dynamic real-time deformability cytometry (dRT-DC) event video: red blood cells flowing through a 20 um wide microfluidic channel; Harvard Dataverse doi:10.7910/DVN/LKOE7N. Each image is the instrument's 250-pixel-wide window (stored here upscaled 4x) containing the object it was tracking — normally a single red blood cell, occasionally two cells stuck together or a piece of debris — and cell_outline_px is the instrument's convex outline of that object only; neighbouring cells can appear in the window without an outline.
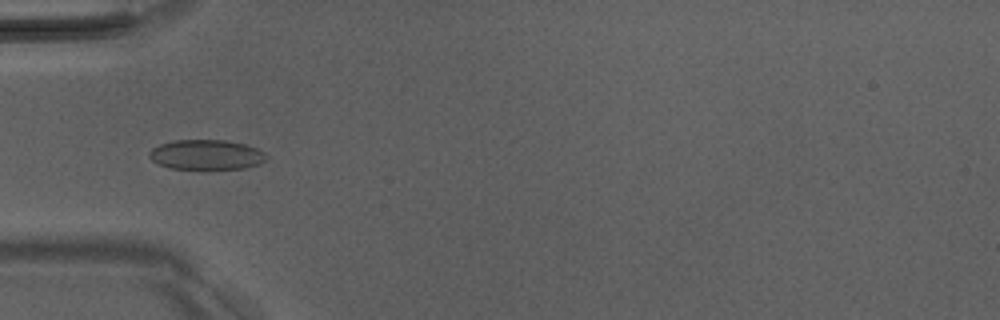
{"species": "Egyptian fruit bat (a non-hibernating species)", "species_latin": "Rousettus aegyptiacus", "temperature_condition": "room temperature", "stored_images_in_passage": 44, "camera_frame_rate_fps": 3000, "um_per_image_px": 0.085, "animal": {"sex": "male"}, "frame": {"image": 1, "passage_image": 10, "time_ms": 3.0, "image_size_px": [1000, 320], "cell_outline_px": [[268, 160], [260, 164], [248, 168], [168, 168], [152, 160], [148, 156], [148, 152], [152, 148], [160, 144], [176, 140], [224, 140], [244, 144], [256, 148], [264, 152], [268, 156]], "centroid_in_image_um": [17.57, 13.14], "position_along_channel_um": 67.4, "area_um2": 20.35}}
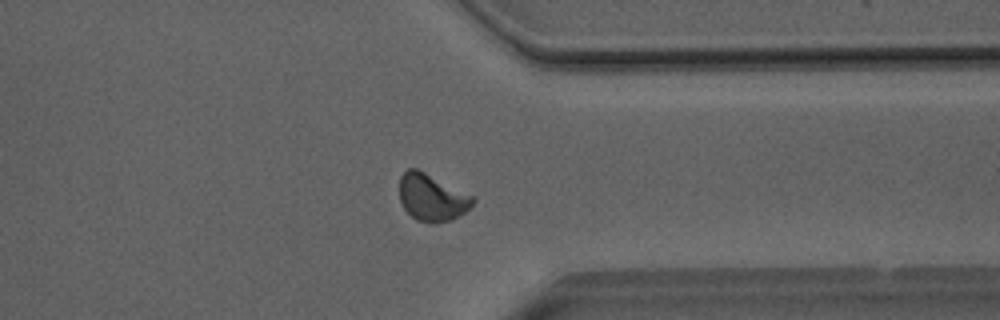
{"frame": {"image": 2, "passage_image": 33, "time_ms": 10.667, "image_size_px": [1000, 320], "cell_outline_px": [[476, 200], [460, 216], [452, 220], [436, 224], [428, 224], [416, 220], [404, 208], [400, 200], [400, 176], [408, 168], [416, 168], [476, 196]], "centroid_in_image_um": [36.74, 16.8], "position_along_channel_um": 374.7, "area_um2": 20.4}}
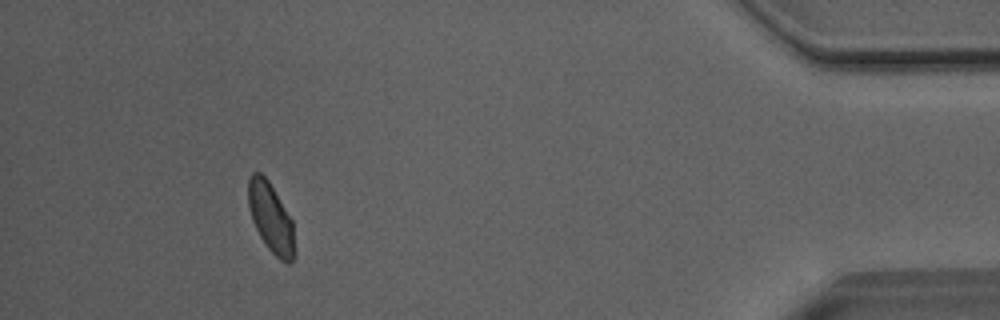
{"frame": {"image": 3, "passage_image": 40, "time_ms": 13.0, "image_size_px": [1000, 320], "cell_outline_px": [[292, 260], [288, 264], [280, 260], [268, 248], [260, 236], [252, 220], [248, 204], [248, 176], [252, 172], [260, 172], [268, 180], [292, 220]], "centroid_in_image_um": [22.96, 18.45], "position_along_channel_um": 412.2, "area_um2": 18.21}, "authors_computed_cell_mechanics": {"area_um2": 19.5075, "velocity_mm_per_s": 4.0548, "shape_relaxation_time_tau1_ms": 6.5586, "shape_relaxation_time_tau2_ms": 0.848, "deformation_change_tau1": 0.1072, "deformation_change_tau2": 0.0425}}